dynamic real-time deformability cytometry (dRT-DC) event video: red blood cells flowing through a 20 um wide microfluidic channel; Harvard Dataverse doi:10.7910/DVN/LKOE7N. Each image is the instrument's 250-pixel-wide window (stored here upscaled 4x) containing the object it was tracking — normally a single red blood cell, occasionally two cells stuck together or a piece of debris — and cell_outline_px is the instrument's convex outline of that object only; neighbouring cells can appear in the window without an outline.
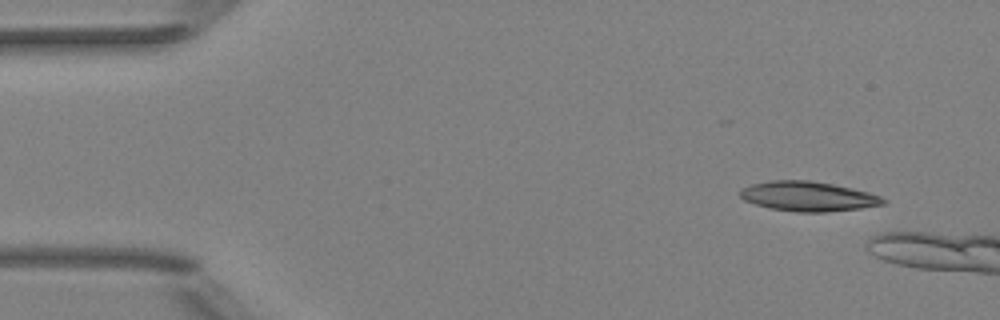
{"species": "Egyptian fruit bat (a non-hibernating species)", "species_latin": "Rousettus aegyptiacus", "temperature_condition": "room temperature", "stored_images_in_passage": 3, "camera_frame_rate_fps": 3000, "um_per_image_px": 0.085, "animal": {"sex": "female"}, "frame": {"image": 1, "passage_image": 1, "time_ms": 0.0, "image_size_px": [1000, 320], "cell_outline_px": [[888, 200], [884, 204], [860, 208], [828, 212], [796, 212], [768, 208], [744, 200], [740, 196], [740, 188], [752, 184], [768, 180], [812, 180], [852, 188], [868, 192], [880, 196]], "centroid_in_image_um": [68.67, 16.68], "position_along_channel_um": 16.3, "area_um2": 24.91}}